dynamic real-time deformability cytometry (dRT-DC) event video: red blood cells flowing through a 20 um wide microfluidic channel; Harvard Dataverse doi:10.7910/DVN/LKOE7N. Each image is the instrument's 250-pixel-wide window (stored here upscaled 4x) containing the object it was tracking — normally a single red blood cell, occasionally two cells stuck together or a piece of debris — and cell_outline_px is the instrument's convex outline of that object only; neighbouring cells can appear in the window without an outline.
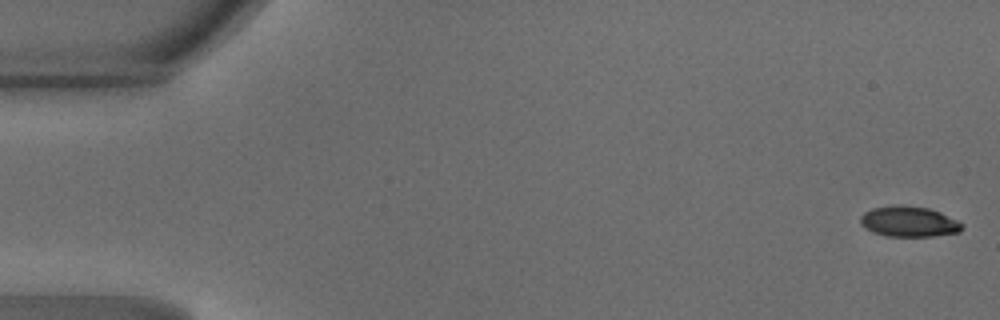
{"species": "common noctule bat (a hibernating species)", "species_latin": "Nyctalus noctula", "temperature_condition": "warm", "stored_images_in_passage": 7, "camera_frame_rate_fps": 3000, "um_per_image_px": 0.085, "animal": {"sex": "male", "body_mass_g": 18.8}, "frame": {"image": 1, "passage_image": 1, "time_ms": 0.0, "image_size_px": [1000, 320], "cell_outline_px": [[964, 228], [960, 232], [932, 236], [884, 236], [872, 232], [864, 228], [860, 224], [860, 216], [864, 212], [872, 208], [892, 204], [900, 204], [928, 208], [940, 212], [964, 224]], "centroid_in_image_um": [77.22, 18.82], "position_along_channel_um": 7.8, "area_um2": 18.38}}